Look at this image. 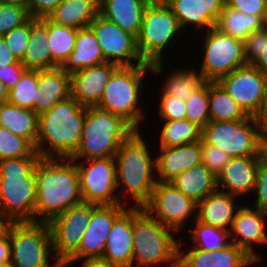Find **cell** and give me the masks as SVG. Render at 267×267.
<instances>
[{"mask_svg": "<svg viewBox=\"0 0 267 267\" xmlns=\"http://www.w3.org/2000/svg\"><path fill=\"white\" fill-rule=\"evenodd\" d=\"M35 179V222L48 223L83 202L77 164L70 158H40Z\"/></svg>", "mask_w": 267, "mask_h": 267, "instance_id": "cell-1", "label": "cell"}, {"mask_svg": "<svg viewBox=\"0 0 267 267\" xmlns=\"http://www.w3.org/2000/svg\"><path fill=\"white\" fill-rule=\"evenodd\" d=\"M141 132V130L134 131L114 155L118 196L125 205L128 204L122 199H130L131 207H143L149 201L158 182L155 151L149 150L143 136L145 134Z\"/></svg>", "mask_w": 267, "mask_h": 267, "instance_id": "cell-2", "label": "cell"}, {"mask_svg": "<svg viewBox=\"0 0 267 267\" xmlns=\"http://www.w3.org/2000/svg\"><path fill=\"white\" fill-rule=\"evenodd\" d=\"M86 107L71 96L38 115L35 146L41 158H71L79 147Z\"/></svg>", "mask_w": 267, "mask_h": 267, "instance_id": "cell-3", "label": "cell"}, {"mask_svg": "<svg viewBox=\"0 0 267 267\" xmlns=\"http://www.w3.org/2000/svg\"><path fill=\"white\" fill-rule=\"evenodd\" d=\"M40 158L0 160V211L14 223L35 222V168Z\"/></svg>", "mask_w": 267, "mask_h": 267, "instance_id": "cell-4", "label": "cell"}, {"mask_svg": "<svg viewBox=\"0 0 267 267\" xmlns=\"http://www.w3.org/2000/svg\"><path fill=\"white\" fill-rule=\"evenodd\" d=\"M132 267H178L176 233L152 218L143 207H133ZM159 264V265H157Z\"/></svg>", "mask_w": 267, "mask_h": 267, "instance_id": "cell-5", "label": "cell"}, {"mask_svg": "<svg viewBox=\"0 0 267 267\" xmlns=\"http://www.w3.org/2000/svg\"><path fill=\"white\" fill-rule=\"evenodd\" d=\"M148 73H152L149 63L119 66L105 85L103 95L96 107L122 117L135 130L142 131L143 127L140 128V124L146 117L141 100L145 91L142 82Z\"/></svg>", "mask_w": 267, "mask_h": 267, "instance_id": "cell-6", "label": "cell"}, {"mask_svg": "<svg viewBox=\"0 0 267 267\" xmlns=\"http://www.w3.org/2000/svg\"><path fill=\"white\" fill-rule=\"evenodd\" d=\"M136 131L122 117L99 109L86 107L80 144L71 160H88L114 156L119 147Z\"/></svg>", "mask_w": 267, "mask_h": 267, "instance_id": "cell-7", "label": "cell"}, {"mask_svg": "<svg viewBox=\"0 0 267 267\" xmlns=\"http://www.w3.org/2000/svg\"><path fill=\"white\" fill-rule=\"evenodd\" d=\"M181 33L177 18L165 2L148 3L137 37V47L143 60L150 64L151 74L160 76L165 71L163 53Z\"/></svg>", "mask_w": 267, "mask_h": 267, "instance_id": "cell-8", "label": "cell"}, {"mask_svg": "<svg viewBox=\"0 0 267 267\" xmlns=\"http://www.w3.org/2000/svg\"><path fill=\"white\" fill-rule=\"evenodd\" d=\"M9 238L11 262L15 267H62V264L53 256L48 223H14L9 231Z\"/></svg>", "mask_w": 267, "mask_h": 267, "instance_id": "cell-9", "label": "cell"}, {"mask_svg": "<svg viewBox=\"0 0 267 267\" xmlns=\"http://www.w3.org/2000/svg\"><path fill=\"white\" fill-rule=\"evenodd\" d=\"M201 72L206 81L217 82L221 77L247 64L243 40L223 33L216 26L203 35ZM205 37V38H204Z\"/></svg>", "mask_w": 267, "mask_h": 267, "instance_id": "cell-10", "label": "cell"}, {"mask_svg": "<svg viewBox=\"0 0 267 267\" xmlns=\"http://www.w3.org/2000/svg\"><path fill=\"white\" fill-rule=\"evenodd\" d=\"M260 127L255 117L238 121H212L202 128V139L231 157L258 156Z\"/></svg>", "mask_w": 267, "mask_h": 267, "instance_id": "cell-11", "label": "cell"}, {"mask_svg": "<svg viewBox=\"0 0 267 267\" xmlns=\"http://www.w3.org/2000/svg\"><path fill=\"white\" fill-rule=\"evenodd\" d=\"M143 209L177 235L183 231L188 219L197 218V203L169 182L156 183Z\"/></svg>", "mask_w": 267, "mask_h": 267, "instance_id": "cell-12", "label": "cell"}, {"mask_svg": "<svg viewBox=\"0 0 267 267\" xmlns=\"http://www.w3.org/2000/svg\"><path fill=\"white\" fill-rule=\"evenodd\" d=\"M73 161L77 164L83 202L96 205L122 204L118 196L114 156Z\"/></svg>", "mask_w": 267, "mask_h": 267, "instance_id": "cell-13", "label": "cell"}, {"mask_svg": "<svg viewBox=\"0 0 267 267\" xmlns=\"http://www.w3.org/2000/svg\"><path fill=\"white\" fill-rule=\"evenodd\" d=\"M96 204L82 202L48 222L53 254L63 264L78 248Z\"/></svg>", "mask_w": 267, "mask_h": 267, "instance_id": "cell-14", "label": "cell"}, {"mask_svg": "<svg viewBox=\"0 0 267 267\" xmlns=\"http://www.w3.org/2000/svg\"><path fill=\"white\" fill-rule=\"evenodd\" d=\"M89 27L96 35L105 62L118 66L147 64L139 53L137 38L117 24L98 14Z\"/></svg>", "mask_w": 267, "mask_h": 267, "instance_id": "cell-15", "label": "cell"}, {"mask_svg": "<svg viewBox=\"0 0 267 267\" xmlns=\"http://www.w3.org/2000/svg\"><path fill=\"white\" fill-rule=\"evenodd\" d=\"M248 116L259 112L267 88V78L252 64H245L217 81Z\"/></svg>", "mask_w": 267, "mask_h": 267, "instance_id": "cell-16", "label": "cell"}, {"mask_svg": "<svg viewBox=\"0 0 267 267\" xmlns=\"http://www.w3.org/2000/svg\"><path fill=\"white\" fill-rule=\"evenodd\" d=\"M128 207L125 204L97 205L79 248L67 260L101 259L112 224Z\"/></svg>", "mask_w": 267, "mask_h": 267, "instance_id": "cell-17", "label": "cell"}, {"mask_svg": "<svg viewBox=\"0 0 267 267\" xmlns=\"http://www.w3.org/2000/svg\"><path fill=\"white\" fill-rule=\"evenodd\" d=\"M267 212L251 206L238 208L230 229L231 243L243 249L257 263L262 262L255 244L267 245Z\"/></svg>", "mask_w": 267, "mask_h": 267, "instance_id": "cell-18", "label": "cell"}, {"mask_svg": "<svg viewBox=\"0 0 267 267\" xmlns=\"http://www.w3.org/2000/svg\"><path fill=\"white\" fill-rule=\"evenodd\" d=\"M182 32L185 27L205 32L216 26L225 8V0H166ZM185 29V30H183Z\"/></svg>", "mask_w": 267, "mask_h": 267, "instance_id": "cell-19", "label": "cell"}, {"mask_svg": "<svg viewBox=\"0 0 267 267\" xmlns=\"http://www.w3.org/2000/svg\"><path fill=\"white\" fill-rule=\"evenodd\" d=\"M118 67L114 63L105 62L73 73L70 75V96L82 106H96L105 85Z\"/></svg>", "mask_w": 267, "mask_h": 267, "instance_id": "cell-20", "label": "cell"}, {"mask_svg": "<svg viewBox=\"0 0 267 267\" xmlns=\"http://www.w3.org/2000/svg\"><path fill=\"white\" fill-rule=\"evenodd\" d=\"M179 239L178 267H249L258 264L233 243L222 250L211 252L191 246L190 249L188 247V250L182 251V239L181 237Z\"/></svg>", "mask_w": 267, "mask_h": 267, "instance_id": "cell-21", "label": "cell"}, {"mask_svg": "<svg viewBox=\"0 0 267 267\" xmlns=\"http://www.w3.org/2000/svg\"><path fill=\"white\" fill-rule=\"evenodd\" d=\"M133 207L129 206L112 224L102 260L108 264L132 267Z\"/></svg>", "mask_w": 267, "mask_h": 267, "instance_id": "cell-22", "label": "cell"}, {"mask_svg": "<svg viewBox=\"0 0 267 267\" xmlns=\"http://www.w3.org/2000/svg\"><path fill=\"white\" fill-rule=\"evenodd\" d=\"M258 156L231 157L223 171L217 177L218 190L236 196L252 195L254 190ZM223 187V189H221Z\"/></svg>", "mask_w": 267, "mask_h": 267, "instance_id": "cell-23", "label": "cell"}, {"mask_svg": "<svg viewBox=\"0 0 267 267\" xmlns=\"http://www.w3.org/2000/svg\"><path fill=\"white\" fill-rule=\"evenodd\" d=\"M158 154V155H157ZM201 163V140L156 152L157 181L169 182L183 171Z\"/></svg>", "mask_w": 267, "mask_h": 267, "instance_id": "cell-24", "label": "cell"}, {"mask_svg": "<svg viewBox=\"0 0 267 267\" xmlns=\"http://www.w3.org/2000/svg\"><path fill=\"white\" fill-rule=\"evenodd\" d=\"M70 97V75L61 67L38 70L33 111L41 114Z\"/></svg>", "mask_w": 267, "mask_h": 267, "instance_id": "cell-25", "label": "cell"}, {"mask_svg": "<svg viewBox=\"0 0 267 267\" xmlns=\"http://www.w3.org/2000/svg\"><path fill=\"white\" fill-rule=\"evenodd\" d=\"M236 198L238 197L220 190L209 194L197 203L196 219L204 224L230 231L236 212L241 206Z\"/></svg>", "mask_w": 267, "mask_h": 267, "instance_id": "cell-26", "label": "cell"}, {"mask_svg": "<svg viewBox=\"0 0 267 267\" xmlns=\"http://www.w3.org/2000/svg\"><path fill=\"white\" fill-rule=\"evenodd\" d=\"M148 0H99V14L136 38Z\"/></svg>", "mask_w": 267, "mask_h": 267, "instance_id": "cell-27", "label": "cell"}, {"mask_svg": "<svg viewBox=\"0 0 267 267\" xmlns=\"http://www.w3.org/2000/svg\"><path fill=\"white\" fill-rule=\"evenodd\" d=\"M48 44V17L31 18L28 45L21 60L27 69H52V54Z\"/></svg>", "mask_w": 267, "mask_h": 267, "instance_id": "cell-28", "label": "cell"}, {"mask_svg": "<svg viewBox=\"0 0 267 267\" xmlns=\"http://www.w3.org/2000/svg\"><path fill=\"white\" fill-rule=\"evenodd\" d=\"M105 63L95 33L90 27L78 29L74 50L61 66L69 75Z\"/></svg>", "mask_w": 267, "mask_h": 267, "instance_id": "cell-29", "label": "cell"}, {"mask_svg": "<svg viewBox=\"0 0 267 267\" xmlns=\"http://www.w3.org/2000/svg\"><path fill=\"white\" fill-rule=\"evenodd\" d=\"M169 183L196 203L218 190L217 177L202 163L183 171Z\"/></svg>", "mask_w": 267, "mask_h": 267, "instance_id": "cell-30", "label": "cell"}, {"mask_svg": "<svg viewBox=\"0 0 267 267\" xmlns=\"http://www.w3.org/2000/svg\"><path fill=\"white\" fill-rule=\"evenodd\" d=\"M99 14V0H62L48 18L56 24L82 29Z\"/></svg>", "mask_w": 267, "mask_h": 267, "instance_id": "cell-31", "label": "cell"}, {"mask_svg": "<svg viewBox=\"0 0 267 267\" xmlns=\"http://www.w3.org/2000/svg\"><path fill=\"white\" fill-rule=\"evenodd\" d=\"M0 127L28 140L34 147L38 136V114L28 108L0 103Z\"/></svg>", "mask_w": 267, "mask_h": 267, "instance_id": "cell-32", "label": "cell"}, {"mask_svg": "<svg viewBox=\"0 0 267 267\" xmlns=\"http://www.w3.org/2000/svg\"><path fill=\"white\" fill-rule=\"evenodd\" d=\"M208 99L212 121H238L248 117L218 82L208 81Z\"/></svg>", "mask_w": 267, "mask_h": 267, "instance_id": "cell-33", "label": "cell"}, {"mask_svg": "<svg viewBox=\"0 0 267 267\" xmlns=\"http://www.w3.org/2000/svg\"><path fill=\"white\" fill-rule=\"evenodd\" d=\"M163 79L159 86L160 94L176 96L184 101L206 82L199 69L195 71L193 68L173 70Z\"/></svg>", "mask_w": 267, "mask_h": 267, "instance_id": "cell-34", "label": "cell"}, {"mask_svg": "<svg viewBox=\"0 0 267 267\" xmlns=\"http://www.w3.org/2000/svg\"><path fill=\"white\" fill-rule=\"evenodd\" d=\"M216 27L223 33L244 40L250 33L263 29L261 16L244 14L225 5Z\"/></svg>", "mask_w": 267, "mask_h": 267, "instance_id": "cell-35", "label": "cell"}, {"mask_svg": "<svg viewBox=\"0 0 267 267\" xmlns=\"http://www.w3.org/2000/svg\"><path fill=\"white\" fill-rule=\"evenodd\" d=\"M159 131V147H174L202 139V128L188 119L163 121Z\"/></svg>", "mask_w": 267, "mask_h": 267, "instance_id": "cell-36", "label": "cell"}, {"mask_svg": "<svg viewBox=\"0 0 267 267\" xmlns=\"http://www.w3.org/2000/svg\"><path fill=\"white\" fill-rule=\"evenodd\" d=\"M78 29L54 23L48 18L49 47L52 68L61 67L74 50Z\"/></svg>", "mask_w": 267, "mask_h": 267, "instance_id": "cell-37", "label": "cell"}, {"mask_svg": "<svg viewBox=\"0 0 267 267\" xmlns=\"http://www.w3.org/2000/svg\"><path fill=\"white\" fill-rule=\"evenodd\" d=\"M194 221L195 226H193V229L191 227L189 228L190 240L194 242L191 247L211 252L222 250L231 244L229 230L204 224L197 219Z\"/></svg>", "mask_w": 267, "mask_h": 267, "instance_id": "cell-38", "label": "cell"}, {"mask_svg": "<svg viewBox=\"0 0 267 267\" xmlns=\"http://www.w3.org/2000/svg\"><path fill=\"white\" fill-rule=\"evenodd\" d=\"M38 70L27 69L17 84L8 90L7 103L33 109L37 95Z\"/></svg>", "mask_w": 267, "mask_h": 267, "instance_id": "cell-39", "label": "cell"}, {"mask_svg": "<svg viewBox=\"0 0 267 267\" xmlns=\"http://www.w3.org/2000/svg\"><path fill=\"white\" fill-rule=\"evenodd\" d=\"M23 157H40L26 139L0 127V160Z\"/></svg>", "mask_w": 267, "mask_h": 267, "instance_id": "cell-40", "label": "cell"}, {"mask_svg": "<svg viewBox=\"0 0 267 267\" xmlns=\"http://www.w3.org/2000/svg\"><path fill=\"white\" fill-rule=\"evenodd\" d=\"M186 119L203 128L210 121L208 81L186 100Z\"/></svg>", "mask_w": 267, "mask_h": 267, "instance_id": "cell-41", "label": "cell"}, {"mask_svg": "<svg viewBox=\"0 0 267 267\" xmlns=\"http://www.w3.org/2000/svg\"><path fill=\"white\" fill-rule=\"evenodd\" d=\"M30 19L27 7L0 3V36L24 25Z\"/></svg>", "mask_w": 267, "mask_h": 267, "instance_id": "cell-42", "label": "cell"}, {"mask_svg": "<svg viewBox=\"0 0 267 267\" xmlns=\"http://www.w3.org/2000/svg\"><path fill=\"white\" fill-rule=\"evenodd\" d=\"M231 156L222 149L207 144L201 139V163L206 166L216 177L223 171Z\"/></svg>", "mask_w": 267, "mask_h": 267, "instance_id": "cell-43", "label": "cell"}, {"mask_svg": "<svg viewBox=\"0 0 267 267\" xmlns=\"http://www.w3.org/2000/svg\"><path fill=\"white\" fill-rule=\"evenodd\" d=\"M161 96V97H160ZM158 106V119L172 121L186 119V104L184 100L171 95H160Z\"/></svg>", "mask_w": 267, "mask_h": 267, "instance_id": "cell-44", "label": "cell"}, {"mask_svg": "<svg viewBox=\"0 0 267 267\" xmlns=\"http://www.w3.org/2000/svg\"><path fill=\"white\" fill-rule=\"evenodd\" d=\"M30 35V20L22 26L12 29L2 37L13 55L21 61L25 55Z\"/></svg>", "mask_w": 267, "mask_h": 267, "instance_id": "cell-45", "label": "cell"}, {"mask_svg": "<svg viewBox=\"0 0 267 267\" xmlns=\"http://www.w3.org/2000/svg\"><path fill=\"white\" fill-rule=\"evenodd\" d=\"M267 46V30L261 29L250 33L243 40L244 58L248 64H251Z\"/></svg>", "mask_w": 267, "mask_h": 267, "instance_id": "cell-46", "label": "cell"}, {"mask_svg": "<svg viewBox=\"0 0 267 267\" xmlns=\"http://www.w3.org/2000/svg\"><path fill=\"white\" fill-rule=\"evenodd\" d=\"M253 193H255V208L267 212V164L259 161L257 166L256 181Z\"/></svg>", "mask_w": 267, "mask_h": 267, "instance_id": "cell-47", "label": "cell"}, {"mask_svg": "<svg viewBox=\"0 0 267 267\" xmlns=\"http://www.w3.org/2000/svg\"><path fill=\"white\" fill-rule=\"evenodd\" d=\"M267 0H225V5L244 14L263 18Z\"/></svg>", "mask_w": 267, "mask_h": 267, "instance_id": "cell-48", "label": "cell"}, {"mask_svg": "<svg viewBox=\"0 0 267 267\" xmlns=\"http://www.w3.org/2000/svg\"><path fill=\"white\" fill-rule=\"evenodd\" d=\"M26 70L27 68L21 61L0 67V81L6 86L7 90H10L17 84Z\"/></svg>", "mask_w": 267, "mask_h": 267, "instance_id": "cell-49", "label": "cell"}, {"mask_svg": "<svg viewBox=\"0 0 267 267\" xmlns=\"http://www.w3.org/2000/svg\"><path fill=\"white\" fill-rule=\"evenodd\" d=\"M62 0H30L28 11L31 18L48 17Z\"/></svg>", "mask_w": 267, "mask_h": 267, "instance_id": "cell-50", "label": "cell"}, {"mask_svg": "<svg viewBox=\"0 0 267 267\" xmlns=\"http://www.w3.org/2000/svg\"><path fill=\"white\" fill-rule=\"evenodd\" d=\"M18 62V59L8 48L4 38L0 36V67L9 66Z\"/></svg>", "mask_w": 267, "mask_h": 267, "instance_id": "cell-51", "label": "cell"}, {"mask_svg": "<svg viewBox=\"0 0 267 267\" xmlns=\"http://www.w3.org/2000/svg\"><path fill=\"white\" fill-rule=\"evenodd\" d=\"M78 261H80V266L81 267H122V266H119V265L105 263V262H103L100 259H91V260H66L62 264V267H70L74 262L77 263Z\"/></svg>", "mask_w": 267, "mask_h": 267, "instance_id": "cell-52", "label": "cell"}, {"mask_svg": "<svg viewBox=\"0 0 267 267\" xmlns=\"http://www.w3.org/2000/svg\"><path fill=\"white\" fill-rule=\"evenodd\" d=\"M258 159L267 164V128H260Z\"/></svg>", "mask_w": 267, "mask_h": 267, "instance_id": "cell-53", "label": "cell"}, {"mask_svg": "<svg viewBox=\"0 0 267 267\" xmlns=\"http://www.w3.org/2000/svg\"><path fill=\"white\" fill-rule=\"evenodd\" d=\"M256 123L260 128H267V88L259 112L255 115Z\"/></svg>", "mask_w": 267, "mask_h": 267, "instance_id": "cell-54", "label": "cell"}, {"mask_svg": "<svg viewBox=\"0 0 267 267\" xmlns=\"http://www.w3.org/2000/svg\"><path fill=\"white\" fill-rule=\"evenodd\" d=\"M11 260V243L9 234L0 239V263Z\"/></svg>", "mask_w": 267, "mask_h": 267, "instance_id": "cell-55", "label": "cell"}, {"mask_svg": "<svg viewBox=\"0 0 267 267\" xmlns=\"http://www.w3.org/2000/svg\"><path fill=\"white\" fill-rule=\"evenodd\" d=\"M251 64L267 78V46Z\"/></svg>", "mask_w": 267, "mask_h": 267, "instance_id": "cell-56", "label": "cell"}, {"mask_svg": "<svg viewBox=\"0 0 267 267\" xmlns=\"http://www.w3.org/2000/svg\"><path fill=\"white\" fill-rule=\"evenodd\" d=\"M14 222L0 211V239L5 238Z\"/></svg>", "mask_w": 267, "mask_h": 267, "instance_id": "cell-57", "label": "cell"}, {"mask_svg": "<svg viewBox=\"0 0 267 267\" xmlns=\"http://www.w3.org/2000/svg\"><path fill=\"white\" fill-rule=\"evenodd\" d=\"M1 4H12V5H18L22 7L29 6L30 0H0Z\"/></svg>", "mask_w": 267, "mask_h": 267, "instance_id": "cell-58", "label": "cell"}, {"mask_svg": "<svg viewBox=\"0 0 267 267\" xmlns=\"http://www.w3.org/2000/svg\"><path fill=\"white\" fill-rule=\"evenodd\" d=\"M8 98V90L6 86L0 81V103H5Z\"/></svg>", "mask_w": 267, "mask_h": 267, "instance_id": "cell-59", "label": "cell"}, {"mask_svg": "<svg viewBox=\"0 0 267 267\" xmlns=\"http://www.w3.org/2000/svg\"><path fill=\"white\" fill-rule=\"evenodd\" d=\"M263 28L267 30V2H266V7L263 15Z\"/></svg>", "mask_w": 267, "mask_h": 267, "instance_id": "cell-60", "label": "cell"}, {"mask_svg": "<svg viewBox=\"0 0 267 267\" xmlns=\"http://www.w3.org/2000/svg\"><path fill=\"white\" fill-rule=\"evenodd\" d=\"M0 267H15L11 260L0 263Z\"/></svg>", "mask_w": 267, "mask_h": 267, "instance_id": "cell-61", "label": "cell"}, {"mask_svg": "<svg viewBox=\"0 0 267 267\" xmlns=\"http://www.w3.org/2000/svg\"><path fill=\"white\" fill-rule=\"evenodd\" d=\"M149 2H159V1H161V2H165L166 0H148Z\"/></svg>", "mask_w": 267, "mask_h": 267, "instance_id": "cell-62", "label": "cell"}]
</instances>
